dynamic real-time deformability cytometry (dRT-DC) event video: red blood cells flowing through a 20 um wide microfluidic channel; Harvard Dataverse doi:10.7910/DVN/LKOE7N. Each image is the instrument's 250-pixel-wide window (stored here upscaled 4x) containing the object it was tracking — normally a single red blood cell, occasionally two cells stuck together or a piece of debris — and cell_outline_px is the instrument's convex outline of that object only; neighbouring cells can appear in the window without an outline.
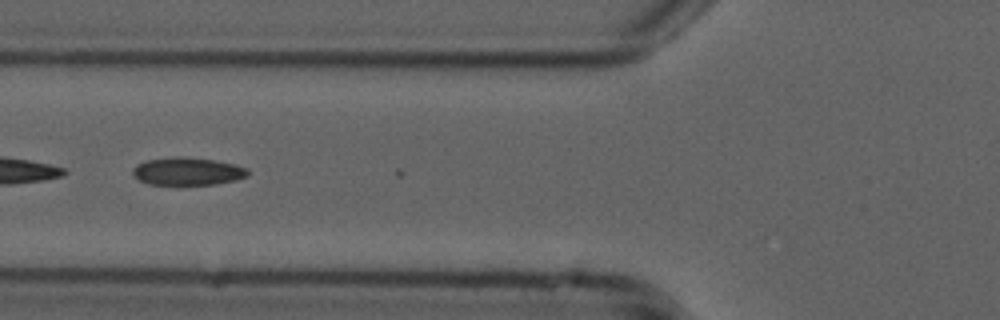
{"species": "common noctule bat (a hibernating species)", "species_latin": "Nyctalus noctula", "temperature_condition": "cold", "stored_images_in_passage": 6, "camera_frame_rate_fps": 3000, "um_per_image_px": 0.085, "animal": {"sex": "male", "forearm_length_mm": 52.5}, "frame": {"image": 1, "passage_image": 4, "time_ms": 1.0, "image_size_px": [1000, 320], "cell_outline_px": [[248, 176], [236, 180], [216, 184], [148, 184], [140, 180], [132, 172], [132, 168], [136, 164], [148, 160], [176, 156], [184, 156], [212, 160], [232, 164], [248, 168]], "centroid_in_image_um": [15.94, 14.56], "position_along_channel_um": 109.9, "area_um2": 18.44}}